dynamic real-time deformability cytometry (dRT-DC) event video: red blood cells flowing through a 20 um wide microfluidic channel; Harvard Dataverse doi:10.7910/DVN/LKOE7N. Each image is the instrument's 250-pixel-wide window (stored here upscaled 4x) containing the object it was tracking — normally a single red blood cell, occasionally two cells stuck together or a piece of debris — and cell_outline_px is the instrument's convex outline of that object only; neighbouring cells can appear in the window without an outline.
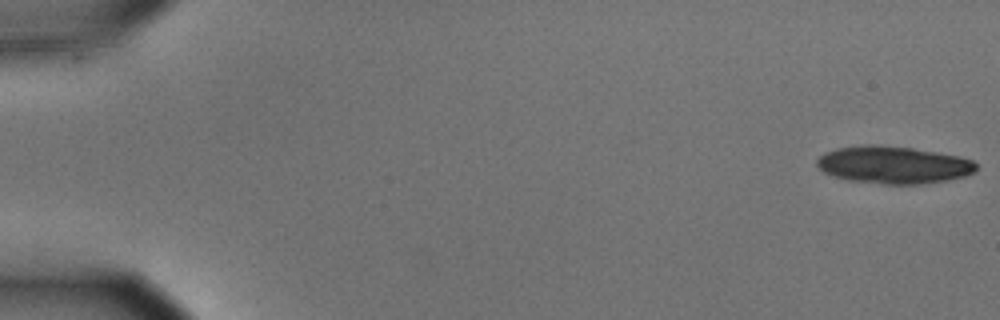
{"species": "common noctule bat (a hibernating species)", "species_latin": "Nyctalus noctula", "temperature_condition": "cold", "stored_images_in_passage": 21, "camera_frame_rate_fps": 3000, "um_per_image_px": 0.085, "animal": {"sex": "male", "body_mass_g": 15.6}, "frame": {"image": 1, "passage_image": 1, "time_ms": 0.0, "image_size_px": [1000, 320], "cell_outline_px": [[976, 172], [964, 176], [948, 180], [920, 184], [880, 184], [848, 180], [832, 176], [824, 172], [816, 164], [816, 160], [824, 152], [836, 148], [864, 144], [872, 144], [912, 148], [936, 152], [956, 156], [972, 160], [976, 164]], "centroid_in_image_um": [75.9, 14.01], "position_along_channel_um": 9.1, "area_um2": 34.8}}
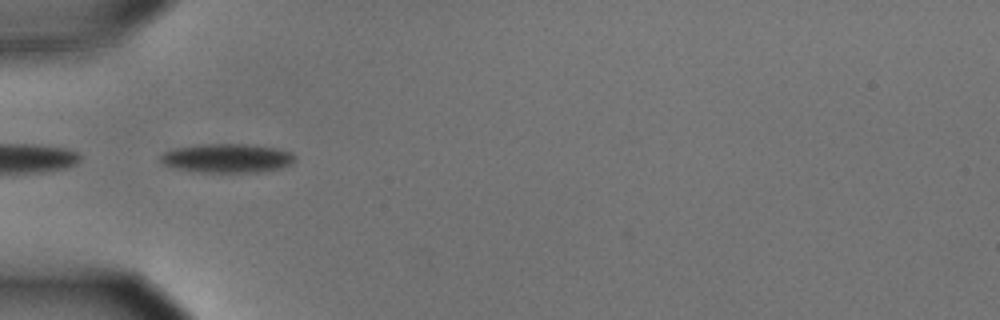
{"frame": {"image": 2, "passage_image": 19, "time_ms": 6.0, "image_size_px": [1000, 320], "cell_outline_px": [[296, 156], [292, 164], [280, 168], [260, 172], [200, 172], [176, 168], [164, 164], [160, 160], [160, 156], [164, 152], [176, 148], [196, 144], [244, 144], [276, 148], [292, 152]], "centroid_in_image_um": [19.32, 13.44], "position_along_channel_um": 65.7, "area_um2": 22.66}}